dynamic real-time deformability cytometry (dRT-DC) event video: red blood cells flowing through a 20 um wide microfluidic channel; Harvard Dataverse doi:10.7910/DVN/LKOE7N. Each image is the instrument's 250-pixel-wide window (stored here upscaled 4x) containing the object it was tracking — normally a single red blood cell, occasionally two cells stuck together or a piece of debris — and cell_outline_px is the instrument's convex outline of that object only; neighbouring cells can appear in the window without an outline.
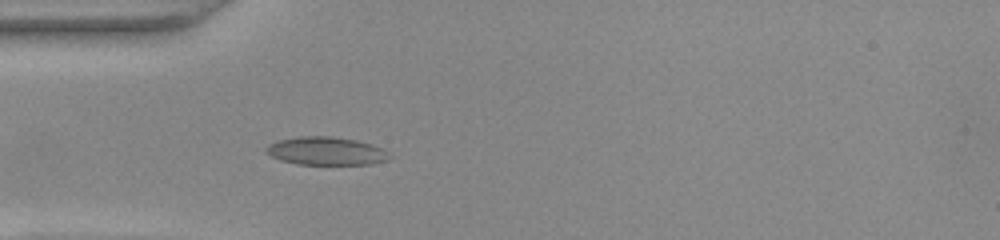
{"species": "common noctule bat (a hibernating species)", "species_latin": "Nyctalus noctula", "temperature_condition": "warm", "stored_images_in_passage": 38, "camera_frame_rate_fps": 3000, "um_per_image_px": 0.085, "animal": {"sex": "female", "body_mass_g": 22.0, "forearm_length_mm": 56.7}, "frame": {"image": 1, "passage_image": 1, "time_ms": 0.0, "image_size_px": [1000, 240], "cell_outline_px": [[392, 160], [368, 164], [296, 164], [280, 160], [264, 152], [264, 148], [268, 144], [280, 140], [296, 136], [328, 136], [356, 140], [372, 144], [384, 148], [388, 152]], "centroid_in_image_um": [27.73, 12.83], "position_along_channel_um": 57.3, "area_um2": 20.4}}
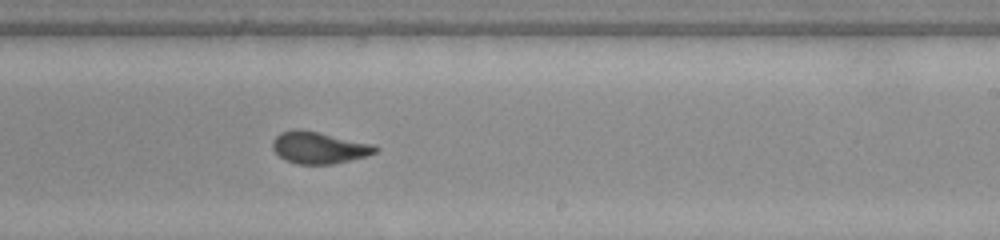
{"frame": {"image": 2, "passage_image": 17, "time_ms": 5.333, "image_size_px": [1000, 240], "cell_outline_px": [[380, 148], [376, 152], [368, 156], [332, 164], [296, 164], [284, 160], [272, 148], [272, 140], [280, 132], [296, 128], [300, 128], [372, 144]], "centroid_in_image_um": [27.08, 12.55], "position_along_channel_um": 261.9, "area_um2": 19.13}}
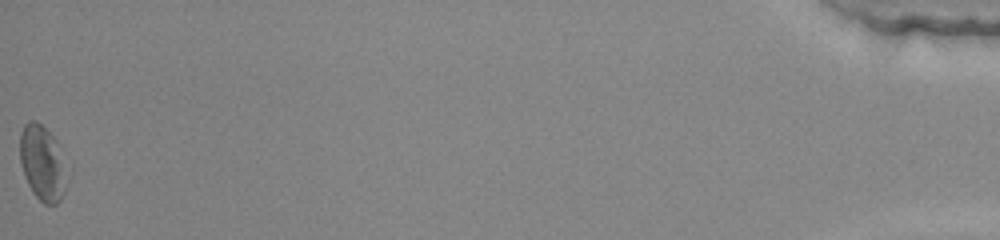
{"frame": {"image": 3, "passage_image": 38, "time_ms": 12.333, "image_size_px": [1000, 240], "cell_outline_px": [[68, 180], [64, 192], [60, 200], [56, 204], [44, 204], [32, 192], [24, 176], [20, 164], [20, 132], [24, 124], [28, 120], [36, 120], [56, 140]], "centroid_in_image_um": [3.58, 13.87], "position_along_channel_um": 431.6, "area_um2": 20.46}, "authors_computed_cell_mechanics": {"area_um2": 18.9873, "velocity_mm_per_s": 3.9007, "shape_relaxation_time_tau1_ms": 3.6517, "shape_relaxation_time_tau2_ms": 0.6876, "deformation_change_tau1": 0.1508, "deformation_change_tau2": 0.0628}}